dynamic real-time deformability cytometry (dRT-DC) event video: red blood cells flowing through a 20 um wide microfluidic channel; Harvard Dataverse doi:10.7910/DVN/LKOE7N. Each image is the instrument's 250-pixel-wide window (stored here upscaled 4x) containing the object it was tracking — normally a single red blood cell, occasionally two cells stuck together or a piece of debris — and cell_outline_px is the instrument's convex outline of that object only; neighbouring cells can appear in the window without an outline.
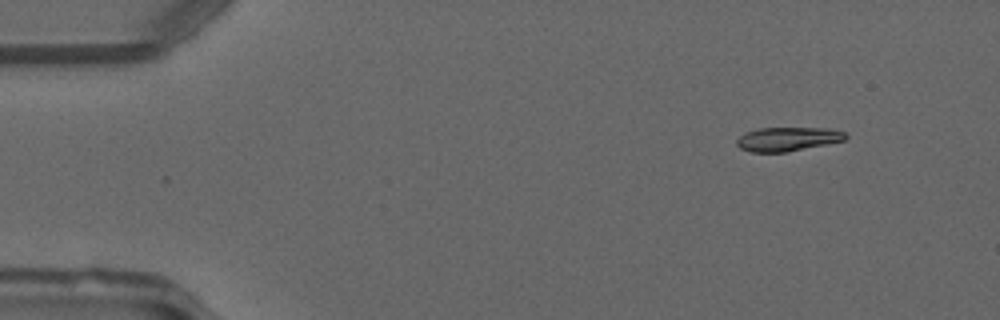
{"species": "common noctule bat (a hibernating species)", "species_latin": "Nyctalus noctula", "temperature_condition": "warm", "stored_images_in_passage": 47, "camera_frame_rate_fps": 3000, "um_per_image_px": 0.085, "animal": {"sex": "male", "forearm_length_mm": 52.5}, "frame": {"image": 1, "passage_image": 3, "time_ms": 0.667, "image_size_px": [1000, 320], "cell_outline_px": [[848, 136], [844, 140], [784, 152], [752, 152], [740, 148], [736, 144], [736, 140], [744, 132], [760, 128], [828, 128], [844, 132]], "centroid_in_image_um": [66.9, 11.81], "position_along_channel_um": 18.1, "area_um2": 14.97}}
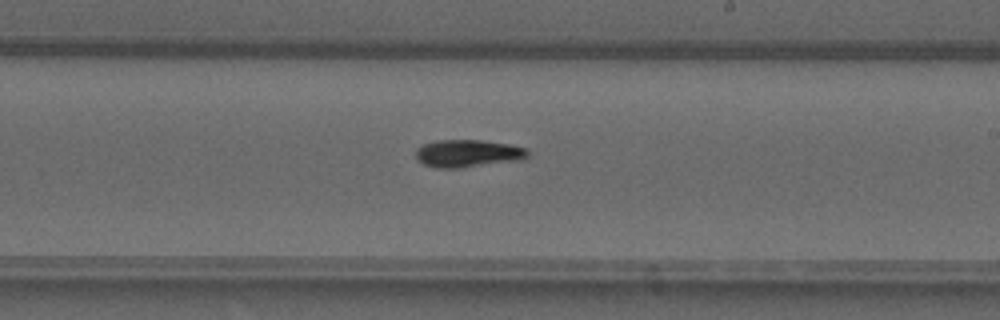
{"frame": {"image": 2, "passage_image": 27, "time_ms": 8.667, "image_size_px": [1000, 320], "cell_outline_px": [[528, 156], [524, 160], [460, 168], [436, 168], [424, 164], [416, 156], [416, 148], [424, 144], [436, 140], [480, 140], [508, 144], [528, 148]], "centroid_in_image_um": [39.81, 13.04], "position_along_channel_um": 249.2, "area_um2": 18.09}}
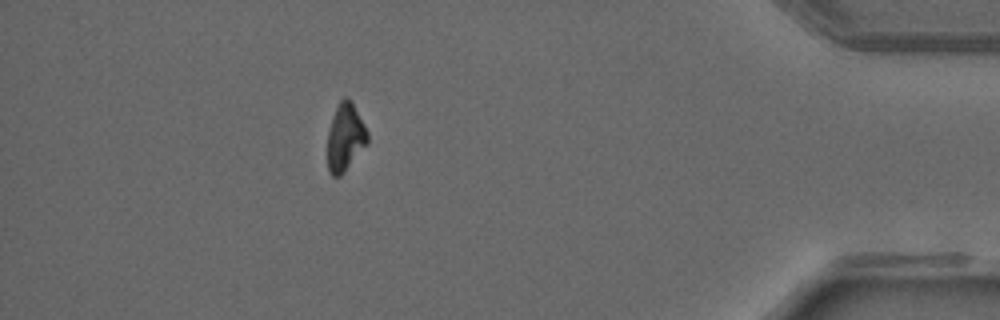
{"frame": {"image": 3, "passage_image": 42, "time_ms": 13.667, "image_size_px": [1000, 320], "cell_outline_px": [[368, 144], [340, 176], [332, 176], [328, 172], [328, 132], [336, 108], [340, 100], [344, 96], [348, 96], [352, 100], [368, 132]], "centroid_in_image_um": [29.36, 11.65], "position_along_channel_um": 405.8, "area_um2": 15.78}}